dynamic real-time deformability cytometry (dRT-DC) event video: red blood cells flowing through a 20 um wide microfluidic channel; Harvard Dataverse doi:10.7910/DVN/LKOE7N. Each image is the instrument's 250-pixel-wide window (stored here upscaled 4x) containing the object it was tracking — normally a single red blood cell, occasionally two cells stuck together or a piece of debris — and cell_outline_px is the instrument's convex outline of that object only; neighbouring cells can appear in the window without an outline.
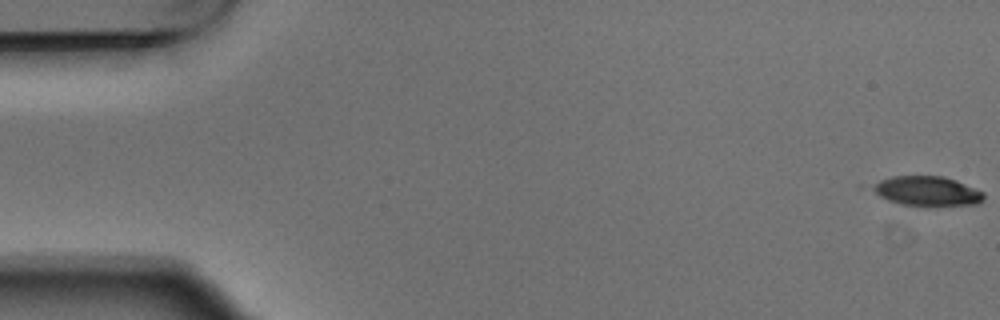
{"species": "Egyptian fruit bat (a non-hibernating species)", "species_latin": "Rousettus aegyptiacus", "temperature_condition": "warm", "stored_images_in_passage": 9, "camera_frame_rate_fps": 3000, "um_per_image_px": 0.085, "animal": {"sex": "male"}, "frame": {"image": 1, "passage_image": 1, "time_ms": 0.0, "image_size_px": [1000, 320], "cell_outline_px": [[984, 200], [980, 204], [924, 208], [900, 204], [888, 200], [880, 196], [868, 188], [872, 184], [880, 180], [892, 176], [944, 176], [956, 180], [984, 192]], "centroid_in_image_um": [78.81, 16.28], "position_along_channel_um": 6.2, "area_um2": 20.0}}
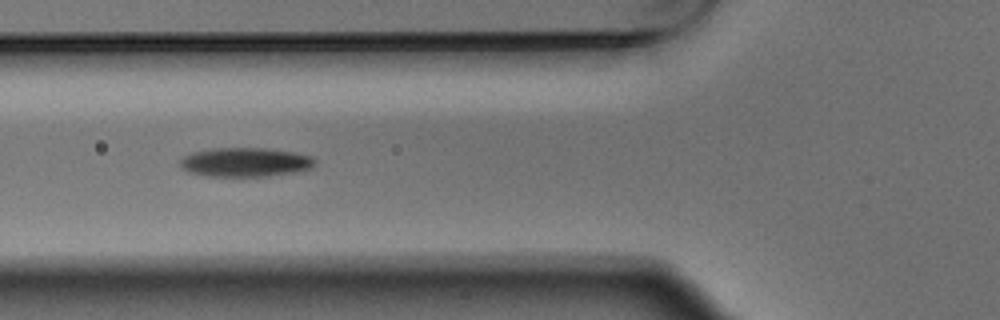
{"frame": {"image": 2, "passage_image": 6, "time_ms": 1.667, "image_size_px": [1000, 320], "cell_outline_px": [[316, 164], [312, 168], [292, 172], [264, 176], [208, 176], [188, 172], [180, 168], [180, 160], [184, 156], [192, 152], [212, 148], [268, 148], [296, 152], [312, 156], [316, 160]], "centroid_in_image_um": [20.85, 13.77], "position_along_channel_um": 105.0, "area_um2": 23.0}}
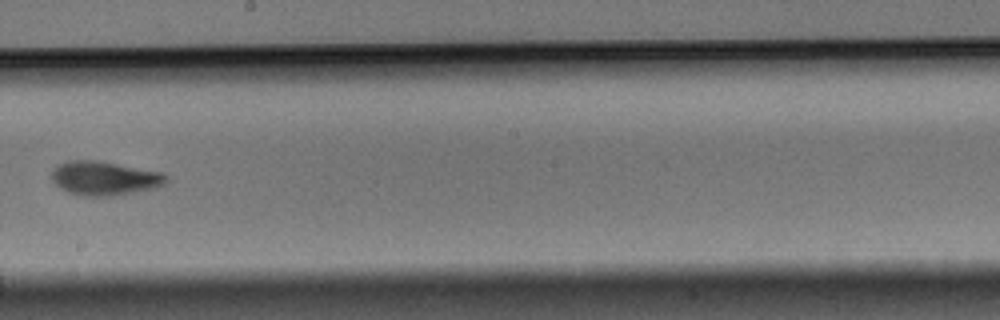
{"frame": {"image": 3, "passage_image": 9, "time_ms": 2.667, "image_size_px": [1000, 320], "cell_outline_px": [[168, 180], [164, 184], [156, 188], [116, 196], [84, 196], [68, 192], [60, 188], [52, 180], [52, 172], [60, 164], [68, 160], [92, 160], [164, 172], [168, 176]], "centroid_in_image_um": [8.93, 15.17], "position_along_channel_um": 239.3, "area_um2": 22.66}}